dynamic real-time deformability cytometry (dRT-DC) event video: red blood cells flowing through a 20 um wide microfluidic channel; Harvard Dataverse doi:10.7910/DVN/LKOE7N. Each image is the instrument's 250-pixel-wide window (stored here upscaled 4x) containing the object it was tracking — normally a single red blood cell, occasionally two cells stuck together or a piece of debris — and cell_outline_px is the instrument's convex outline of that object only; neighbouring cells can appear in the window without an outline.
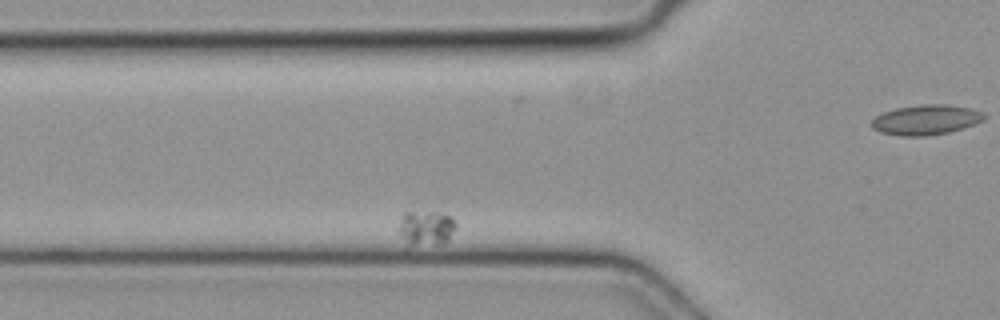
{"species": "common noctule bat (a hibernating species)", "species_latin": "Nyctalus noctula", "temperature_condition": "cold", "stored_images_in_passage": 4, "camera_frame_rate_fps": 3000, "um_per_image_px": 0.085, "animal": {"sex": "female", "body_mass_g": 19.3, "forearm_length_mm": 54.1}, "frame": {"image": 1, "passage_image": 3, "time_ms": 0.667, "image_size_px": [1000, 320], "cell_outline_px": [[456, 228], [448, 240], [440, 244], [408, 244], [400, 232], [400, 216], [404, 212], [440, 212], [448, 216], [456, 224]], "centroid_in_image_um": [36.23, 19.35], "position_along_channel_um": 89.6, "area_um2": 11.27}}